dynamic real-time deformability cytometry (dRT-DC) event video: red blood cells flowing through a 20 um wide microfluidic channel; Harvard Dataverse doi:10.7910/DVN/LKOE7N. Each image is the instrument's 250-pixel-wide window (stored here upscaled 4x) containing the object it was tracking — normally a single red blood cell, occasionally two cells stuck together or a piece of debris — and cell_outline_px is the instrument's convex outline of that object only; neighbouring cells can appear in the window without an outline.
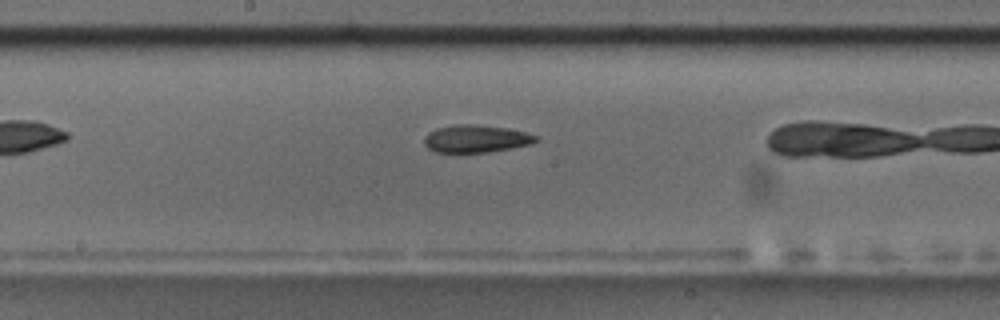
{"species": "common noctule bat (a hibernating species)", "species_latin": "Nyctalus noctula", "temperature_condition": "room temperature", "stored_images_in_passage": 27, "camera_frame_rate_fps": 3000, "um_per_image_px": 0.085, "animal": {"sex": "male", "body_mass_g": 17.5, "forearm_length_mm": 52.3}, "frame": {"image": 1, "passage_image": 12, "time_ms": 3.667, "image_size_px": [1000, 320], "cell_outline_px": [[540, 140], [532, 144], [512, 148], [488, 152], [436, 152], [428, 148], [424, 144], [424, 136], [428, 132], [436, 128], [456, 124], [472, 124], [508, 128], [524, 132], [536, 136]], "centroid_in_image_um": [40.45, 11.79], "position_along_channel_um": 207.8, "area_um2": 17.98}}
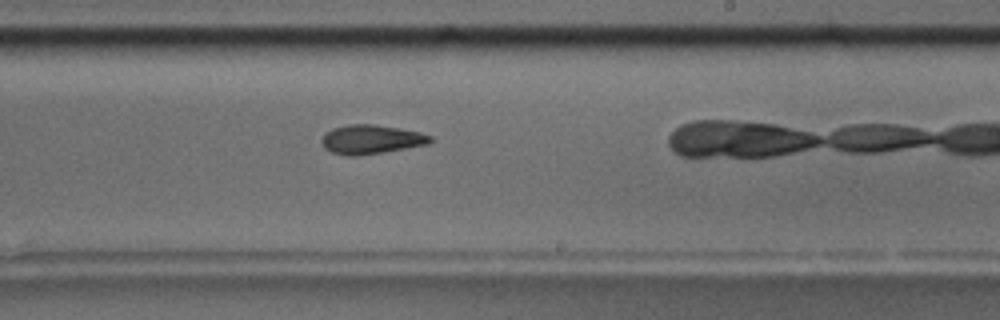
{"frame": {"image": 2, "passage_image": 16, "time_ms": 5.0, "image_size_px": [1000, 320], "cell_outline_px": [[432, 140], [428, 144], [384, 152], [356, 156], [348, 156], [332, 152], [324, 148], [320, 144], [320, 140], [324, 132], [332, 128], [348, 124], [376, 124], [400, 128], [420, 132], [432, 136]], "centroid_in_image_um": [31.5, 11.84], "position_along_channel_um": 257.5, "area_um2": 18.67}}